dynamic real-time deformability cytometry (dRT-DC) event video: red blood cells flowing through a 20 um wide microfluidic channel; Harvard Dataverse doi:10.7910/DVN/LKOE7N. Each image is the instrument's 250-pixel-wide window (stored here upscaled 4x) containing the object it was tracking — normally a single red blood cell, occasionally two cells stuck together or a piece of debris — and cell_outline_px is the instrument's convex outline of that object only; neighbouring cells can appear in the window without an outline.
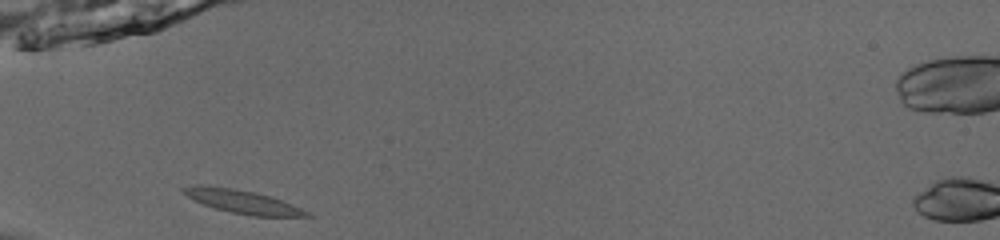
{"species": "common noctule bat (a hibernating species)", "species_latin": "Nyctalus noctula", "temperature_condition": "room temperature", "stored_images_in_passage": 35, "camera_frame_rate_fps": 3000, "um_per_image_px": 0.085, "animal": {"sex": "male", "body_mass_g": 13.0, "forearm_length_mm": 53.1}, "frame": {"image": 1, "passage_image": 1, "time_ms": 0.0, "image_size_px": [1000, 240], "cell_outline_px": [[312, 216], [252, 216], [232, 212], [216, 208], [192, 200], [180, 188], [192, 184], [204, 184], [232, 188], [256, 192], [272, 196], [292, 204], [308, 212]], "centroid_in_image_um": [20.56, 17.11], "position_along_channel_um": 64.4, "area_um2": 16.82}}
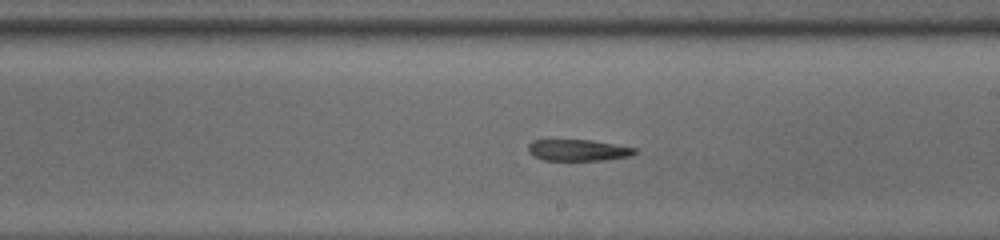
{"frame": {"image": 2, "passage_image": 15, "time_ms": 4.667, "image_size_px": [1000, 240], "cell_outline_px": [[640, 152], [628, 156], [604, 160], [544, 160], [532, 156], [528, 152], [528, 144], [532, 140], [592, 140], [636, 148]], "centroid_in_image_um": [49.12, 12.76], "position_along_channel_um": 239.9, "area_um2": 13.35}}
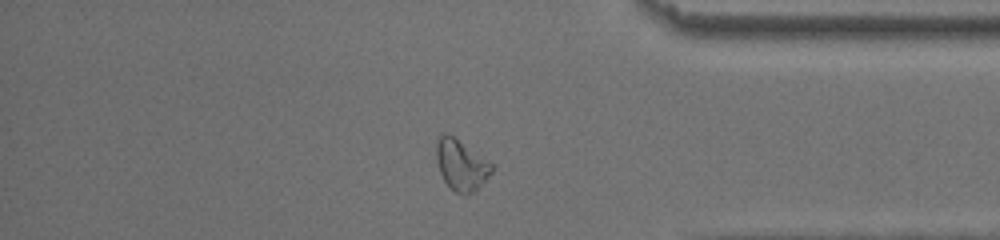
{"frame": {"image": 3, "passage_image": 28, "time_ms": 9.0, "image_size_px": [1000, 240], "cell_outline_px": [[492, 172], [476, 192], [464, 196], [448, 188], [440, 172], [436, 160], [436, 140], [444, 132], [452, 136], [488, 160], [492, 164]], "centroid_in_image_um": [39.19, 14.07], "position_along_channel_um": 396.0, "area_um2": 16.47}}